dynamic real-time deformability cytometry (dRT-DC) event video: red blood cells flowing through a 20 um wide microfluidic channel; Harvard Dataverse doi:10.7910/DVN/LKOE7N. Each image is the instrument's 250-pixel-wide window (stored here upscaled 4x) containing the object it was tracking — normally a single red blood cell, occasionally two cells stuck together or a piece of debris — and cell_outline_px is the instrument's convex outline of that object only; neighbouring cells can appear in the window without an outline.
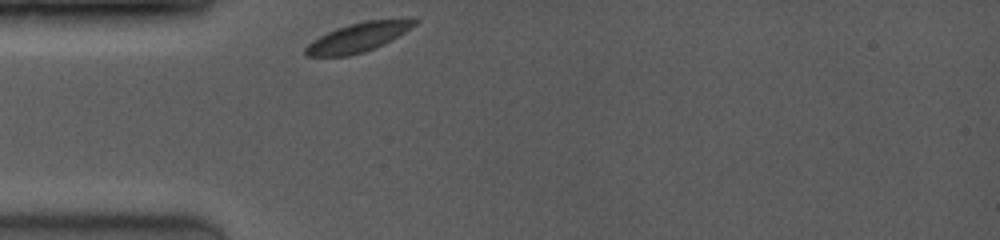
{"species": "common noctule bat (a hibernating species)", "species_latin": "Nyctalus noctula", "temperature_condition": "room temperature", "stored_images_in_passage": 39, "camera_frame_rate_fps": 4000, "um_per_image_px": 0.085, "animal": {"sex": "female", "body_mass_g": 19.0, "forearm_length_mm": 53.3}, "frame": {"image": 1, "passage_image": 1, "time_ms": 0.0, "image_size_px": [1000, 240], "cell_outline_px": [[420, 20], [416, 24], [404, 32], [372, 48], [348, 56], [308, 56], [304, 52], [304, 48], [308, 44], [320, 36], [328, 32], [352, 24], [368, 20]], "centroid_in_image_um": [30.35, 3.19], "position_along_channel_um": 54.6, "area_um2": 17.4}}
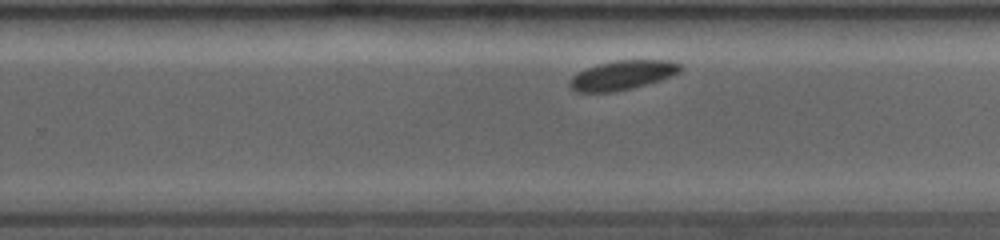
{"frame": {"image": 2, "passage_image": 25, "time_ms": 6.0, "image_size_px": [1000, 240], "cell_outline_px": [[680, 68], [676, 72], [660, 80], [632, 88], [612, 92], [576, 92], [572, 88], [572, 80], [580, 72], [588, 68], [600, 64], [616, 60], [668, 60], [680, 64]], "centroid_in_image_um": [52.92, 6.39], "position_along_channel_um": 276.9, "area_um2": 18.09}}
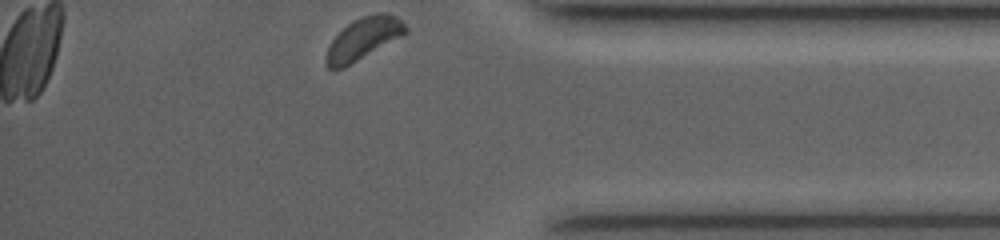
{"frame": {"image": 3, "passage_image": 39, "time_ms": 9.5, "image_size_px": [1000, 240], "cell_outline_px": [[408, 32], [344, 68], [328, 68], [324, 64], [324, 60], [328, 48], [332, 40], [348, 24], [364, 16], [376, 12], [388, 12], [396, 16], [408, 28]], "centroid_in_image_um": [30.89, 3.28], "position_along_channel_um": 404.3, "area_um2": 19.07}}